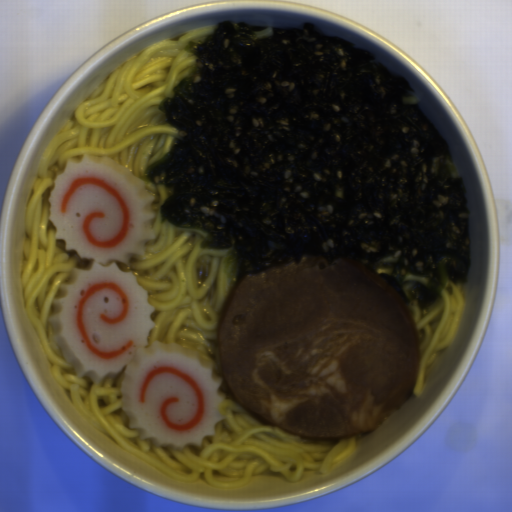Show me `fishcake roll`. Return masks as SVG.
Listing matches in <instances>:
<instances>
[{
	"label": "fish cake roll",
	"instance_id": "1",
	"mask_svg": "<svg viewBox=\"0 0 512 512\" xmlns=\"http://www.w3.org/2000/svg\"><path fill=\"white\" fill-rule=\"evenodd\" d=\"M155 196L119 163L84 154L67 159L49 194V221L64 250L87 264L60 286L49 323L76 377L97 384L124 375L121 410L129 430L162 448L201 447L224 419V379L183 345L148 339L154 307L133 273L155 240Z\"/></svg>",
	"mask_w": 512,
	"mask_h": 512
}]
</instances>
